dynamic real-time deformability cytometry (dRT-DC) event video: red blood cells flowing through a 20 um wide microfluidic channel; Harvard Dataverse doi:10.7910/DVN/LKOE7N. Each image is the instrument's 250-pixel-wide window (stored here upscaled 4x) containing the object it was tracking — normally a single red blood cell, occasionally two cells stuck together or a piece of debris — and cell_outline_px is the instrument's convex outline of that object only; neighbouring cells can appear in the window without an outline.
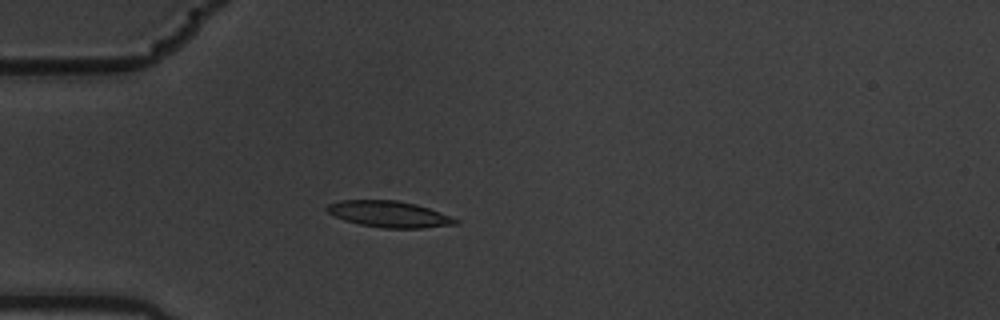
{"species": "common noctule bat (a hibernating species)", "species_latin": "Nyctalus noctula", "temperature_condition": "warm", "stored_images_in_passage": 6, "camera_frame_rate_fps": 3000, "um_per_image_px": 0.085, "animal": {"sex": "male", "body_mass_g": 19.5, "forearm_length_mm": 54.6}, "frame": {"image": 1, "passage_image": 5, "time_ms": 1.333, "image_size_px": [1000, 320], "cell_outline_px": [[460, 220], [456, 224], [424, 228], [384, 228], [360, 224], [344, 220], [328, 212], [324, 208], [328, 204], [340, 200], [396, 200], [416, 204], [440, 212]], "centroid_in_image_um": [33.07, 18.2], "position_along_channel_um": 51.9, "area_um2": 19.59}}